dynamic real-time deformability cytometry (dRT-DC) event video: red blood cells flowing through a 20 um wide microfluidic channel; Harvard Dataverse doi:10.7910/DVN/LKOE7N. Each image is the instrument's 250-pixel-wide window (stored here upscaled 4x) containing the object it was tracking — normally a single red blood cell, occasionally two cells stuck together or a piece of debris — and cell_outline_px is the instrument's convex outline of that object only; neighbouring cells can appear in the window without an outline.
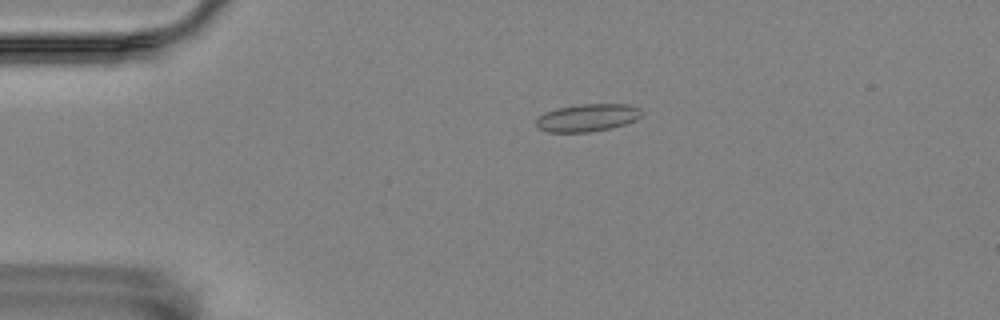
{"species": "Egyptian fruit bat (a non-hibernating species)", "species_latin": "Rousettus aegyptiacus", "temperature_condition": "room temperature", "stored_images_in_passage": 18, "camera_frame_rate_fps": 3000, "um_per_image_px": 0.085, "animal": {"sex": "female"}, "frame": {"image": 1, "passage_image": 12, "time_ms": 3.667, "image_size_px": [1000, 320], "cell_outline_px": [[640, 116], [636, 120], [624, 124], [608, 128], [588, 132], [548, 132], [540, 128], [536, 124], [536, 120], [544, 112], [556, 108], [580, 104], [628, 104], [640, 108]], "centroid_in_image_um": [49.91, 9.99], "position_along_channel_um": 35.1, "area_um2": 16.76}}